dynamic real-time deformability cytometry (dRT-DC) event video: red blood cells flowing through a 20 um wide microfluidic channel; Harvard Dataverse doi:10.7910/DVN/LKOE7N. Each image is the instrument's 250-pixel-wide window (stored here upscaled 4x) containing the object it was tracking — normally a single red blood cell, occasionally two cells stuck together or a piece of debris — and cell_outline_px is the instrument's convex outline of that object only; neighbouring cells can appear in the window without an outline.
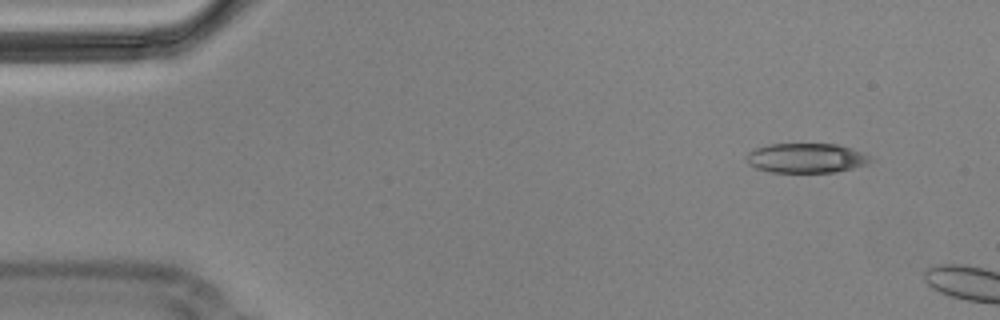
{"species": "Egyptian fruit bat (a non-hibernating species)", "species_latin": "Rousettus aegyptiacus", "temperature_condition": "cold", "stored_images_in_passage": 2, "camera_frame_rate_fps": 3000, "um_per_image_px": 0.085, "animal": {"sex": "male"}, "frame": {"image": 1, "passage_image": 1, "time_ms": 0.0, "image_size_px": [1000, 320], "cell_outline_px": [[868, 160], [864, 164], [852, 168], [836, 172], [772, 172], [756, 168], [748, 164], [748, 152], [756, 148], [772, 144], [836, 144], [852, 148], [868, 156]], "centroid_in_image_um": [68.48, 13.43], "position_along_channel_um": 16.5, "area_um2": 20.92}}